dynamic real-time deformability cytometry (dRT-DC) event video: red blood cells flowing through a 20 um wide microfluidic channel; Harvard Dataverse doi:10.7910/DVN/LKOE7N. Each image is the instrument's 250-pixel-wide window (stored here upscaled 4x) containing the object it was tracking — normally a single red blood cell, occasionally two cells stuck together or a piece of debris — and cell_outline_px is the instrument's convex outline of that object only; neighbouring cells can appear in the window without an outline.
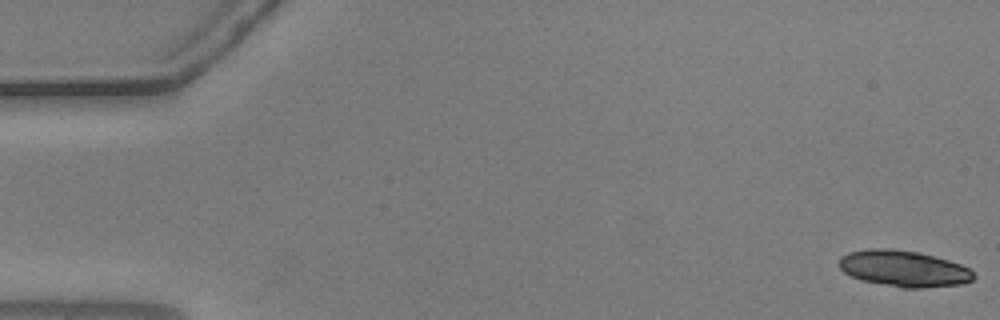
{"species": "common noctule bat (a hibernating species)", "species_latin": "Nyctalus noctula", "temperature_condition": "warm", "stored_images_in_passage": 54, "camera_frame_rate_fps": 3000, "um_per_image_px": 0.085, "animal": {"sex": "male", "body_mass_g": 20.5, "forearm_length_mm": 52.5}, "frame": {"image": 1, "passage_image": 1, "time_ms": 0.0, "image_size_px": [1000, 320], "cell_outline_px": [[976, 276], [972, 280], [964, 284], [920, 288], [900, 288], [860, 280], [844, 272], [840, 268], [840, 256], [848, 252], [868, 248], [892, 248], [920, 252], [948, 260], [960, 264], [968, 268]], "centroid_in_image_um": [76.81, 22.83], "position_along_channel_um": 8.2, "area_um2": 28.67}}
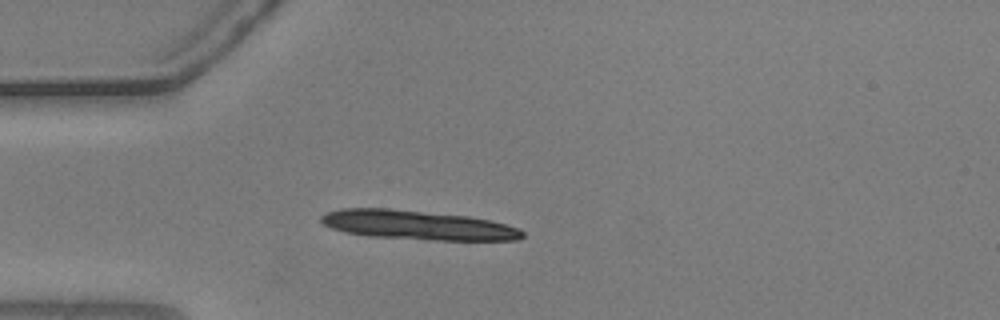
{"frame": {"image": 2, "passage_image": 15, "time_ms": 4.667, "image_size_px": [1000, 320], "cell_outline_px": [[524, 236], [520, 240], [432, 240], [368, 236], [344, 232], [332, 228], [324, 224], [320, 220], [320, 216], [328, 212], [340, 208], [388, 208], [468, 216], [488, 220], [520, 228], [524, 232]], "centroid_in_image_um": [35.49, 19.13], "position_along_channel_um": 49.5, "area_um2": 34.33}, "authors_computed_cell_mechanics": {"area_um2": 28.611, "velocity_mm_per_s": 3.6803, "shape_relaxation_time_tau1_ms": 1.3631, "shape_relaxation_time_tau2_ms": 6.7305, "deformation_change_tau1": 0.2412, "deformation_change_tau2": 0.1024}}